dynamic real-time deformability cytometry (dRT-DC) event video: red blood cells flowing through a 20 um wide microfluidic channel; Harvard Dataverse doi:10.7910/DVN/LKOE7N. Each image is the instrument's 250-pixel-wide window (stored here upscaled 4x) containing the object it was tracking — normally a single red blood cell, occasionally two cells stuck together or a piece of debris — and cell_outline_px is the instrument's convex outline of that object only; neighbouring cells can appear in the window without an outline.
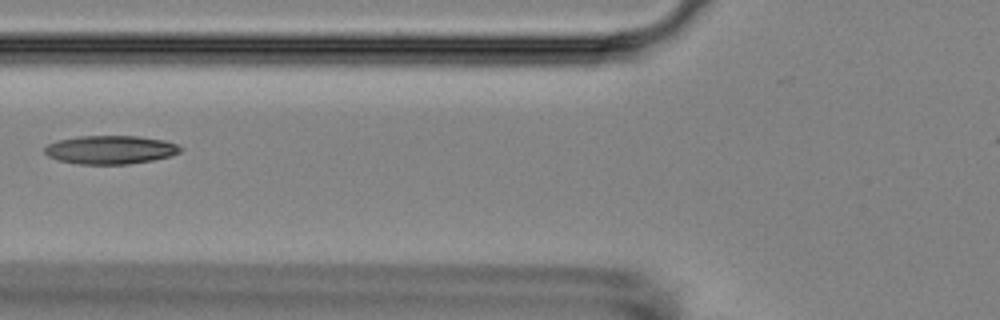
{"species": "Egyptian fruit bat (a non-hibernating species)", "species_latin": "Rousettus aegyptiacus", "temperature_condition": "room temperature", "stored_images_in_passage": 3, "camera_frame_rate_fps": 3000, "um_per_image_px": 0.085, "animal": {"sex": "female"}, "frame": {"image": 1, "passage_image": 3, "time_ms": 2.333, "image_size_px": [1000, 320], "cell_outline_px": [[184, 148], [180, 152], [172, 156], [152, 160], [128, 164], [80, 164], [60, 160], [48, 156], [44, 152], [44, 148], [48, 144], [56, 140], [80, 136], [140, 136], [164, 140], [176, 144]], "centroid_in_image_um": [9.41, 12.72], "position_along_channel_um": 116.4, "area_um2": 22.6}}